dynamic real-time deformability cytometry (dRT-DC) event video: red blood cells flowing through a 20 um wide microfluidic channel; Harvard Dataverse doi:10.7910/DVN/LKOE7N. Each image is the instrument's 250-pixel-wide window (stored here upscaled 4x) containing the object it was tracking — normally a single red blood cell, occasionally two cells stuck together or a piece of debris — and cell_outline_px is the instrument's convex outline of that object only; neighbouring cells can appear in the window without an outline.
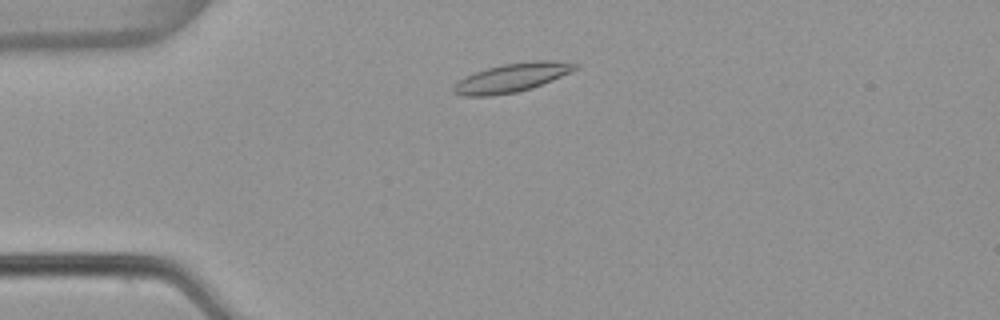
{"species": "common noctule bat (a hibernating species)", "species_latin": "Nyctalus noctula", "temperature_condition": "warm", "stored_images_in_passage": 2, "camera_frame_rate_fps": 3000, "um_per_image_px": 0.085, "animal": {"sex": "female", "body_mass_g": 22.7, "forearm_length_mm": 54.2}, "frame": {"image": 1, "passage_image": 2, "time_ms": 0.333, "image_size_px": [1000, 320], "cell_outline_px": [[580, 68], [572, 72], [532, 88], [516, 92], [492, 96], [460, 96], [452, 92], [452, 88], [464, 76], [488, 68], [504, 64], [532, 60], [556, 60], [580, 64]], "centroid_in_image_um": [43.55, 6.59], "position_along_channel_um": 41.4, "area_um2": 20.58}}